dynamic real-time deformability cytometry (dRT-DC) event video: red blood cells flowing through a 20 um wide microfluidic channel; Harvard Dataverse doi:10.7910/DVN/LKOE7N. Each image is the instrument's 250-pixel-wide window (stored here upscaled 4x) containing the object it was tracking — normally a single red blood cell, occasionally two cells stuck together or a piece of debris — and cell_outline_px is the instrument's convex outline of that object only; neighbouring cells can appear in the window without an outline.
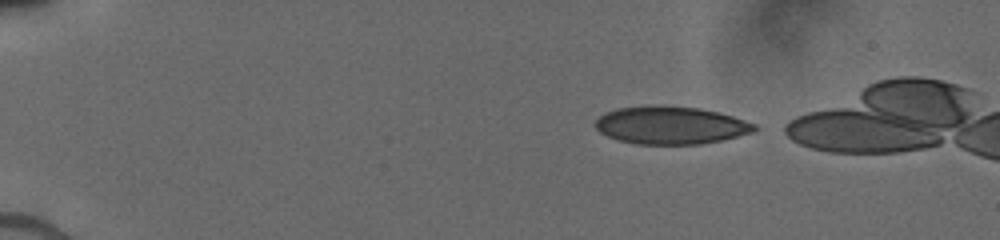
{"species": "human", "species_latin": "Homo sapiens", "temperature_condition": "cold", "stored_images_in_passage": 33, "camera_frame_rate_fps": 3000, "um_per_image_px": 0.085, "donor": {"sex": "male"}, "frame": {"image": 1, "passage_image": 1, "time_ms": 0.0, "image_size_px": [1000, 240], "cell_outline_px": [[760, 128], [756, 132], [720, 140], [700, 144], [636, 144], [620, 140], [608, 136], [600, 132], [596, 128], [596, 120], [604, 112], [616, 108], [660, 104], [700, 108], [720, 112], [756, 124]], "centroid_in_image_um": [57.04, 10.63], "position_along_channel_um": 28.0, "area_um2": 35.32}}
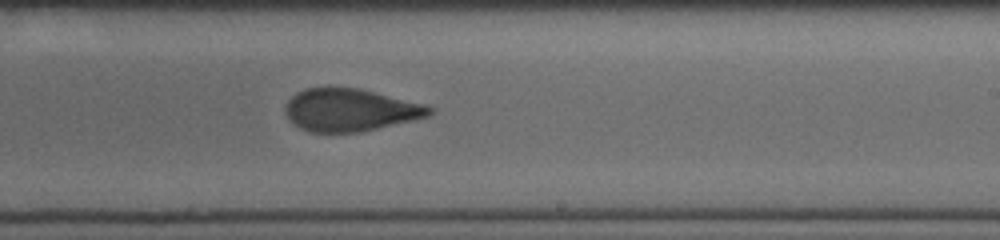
{"frame": {"image": 2, "passage_image": 22, "time_ms": 8.0, "image_size_px": [1000, 240], "cell_outline_px": [[436, 108], [428, 116], [416, 120], [360, 132], [308, 132], [292, 124], [288, 120], [284, 112], [284, 108], [288, 100], [296, 92], [304, 88], [360, 88], [424, 104]], "centroid_in_image_um": [29.75, 9.36], "position_along_channel_um": 259.3, "area_um2": 36.01}}
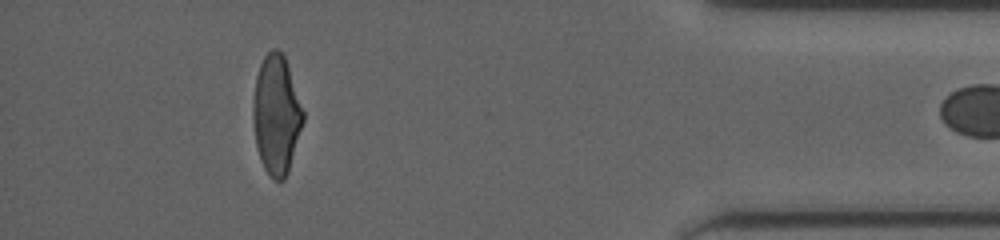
{"frame": {"image": 3, "passage_image": 32, "time_ms": 12.667, "image_size_px": [1000, 240], "cell_outline_px": [[304, 120], [288, 172], [284, 180], [272, 180], [264, 168], [260, 160], [256, 144], [252, 112], [252, 108], [256, 76], [260, 64], [264, 56], [272, 48], [276, 48], [284, 56], [304, 112]], "centroid_in_image_um": [23.48, 9.78], "position_along_channel_um": 411.7, "area_um2": 34.51}}